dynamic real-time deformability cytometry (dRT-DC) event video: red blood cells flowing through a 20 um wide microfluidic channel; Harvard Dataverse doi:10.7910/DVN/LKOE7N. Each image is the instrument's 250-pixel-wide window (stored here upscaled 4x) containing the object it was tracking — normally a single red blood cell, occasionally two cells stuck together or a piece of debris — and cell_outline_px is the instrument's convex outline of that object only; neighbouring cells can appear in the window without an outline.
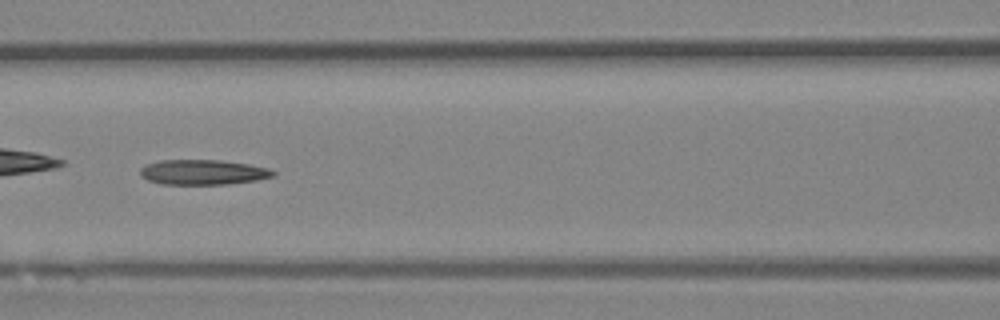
{"species": "Egyptian fruit bat (a non-hibernating species)", "species_latin": "Rousettus aegyptiacus", "temperature_condition": "room temperature", "stored_images_in_passage": 47, "camera_frame_rate_fps": 3000, "um_per_image_px": 0.085, "animal": {"sex": "female"}, "frame": {"image": 1, "passage_image": 21, "time_ms": 6.667, "image_size_px": [1000, 320], "cell_outline_px": [[276, 176], [256, 180], [228, 184], [160, 184], [148, 180], [140, 176], [140, 168], [144, 164], [160, 160], [220, 160], [248, 164], [268, 168], [276, 172]], "centroid_in_image_um": [17.23, 14.63], "position_along_channel_um": 149.4, "area_um2": 19.54}}
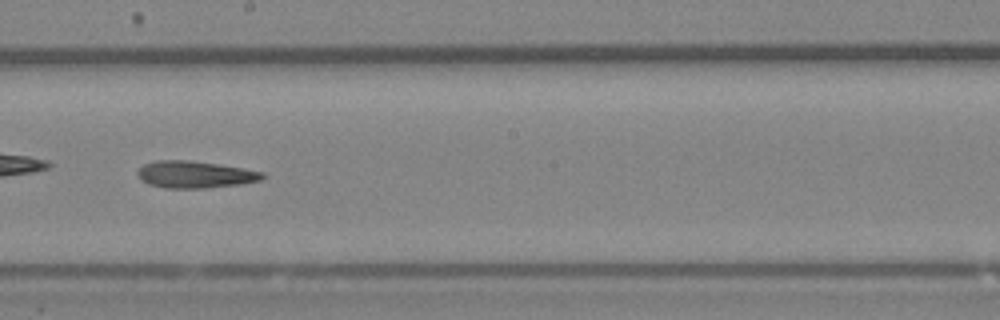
{"frame": {"image": 2, "passage_image": 27, "time_ms": 8.667, "image_size_px": [1000, 320], "cell_outline_px": [[264, 176], [260, 180], [240, 184], [204, 188], [164, 188], [148, 184], [140, 180], [136, 172], [144, 164], [156, 160], [188, 160], [244, 168], [264, 172]], "centroid_in_image_um": [16.53, 14.83], "position_along_channel_um": 231.7, "area_um2": 19.59}}